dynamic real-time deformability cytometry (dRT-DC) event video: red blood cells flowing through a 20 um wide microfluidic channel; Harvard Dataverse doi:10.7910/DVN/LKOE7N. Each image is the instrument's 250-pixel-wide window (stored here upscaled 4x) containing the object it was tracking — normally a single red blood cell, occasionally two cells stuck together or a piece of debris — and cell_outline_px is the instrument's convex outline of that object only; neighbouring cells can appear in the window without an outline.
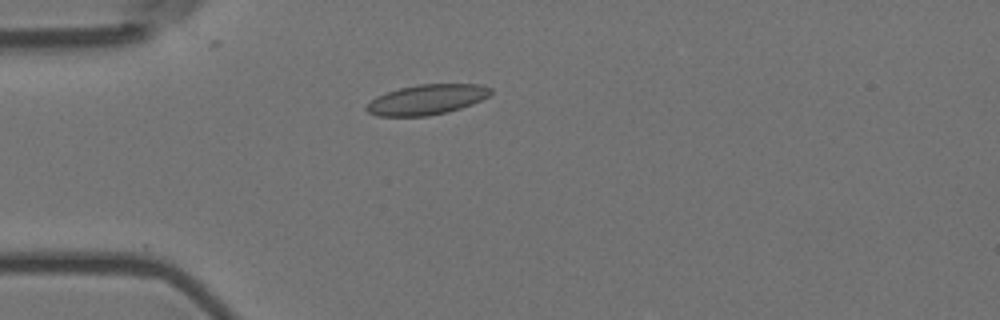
{"species": "Egyptian fruit bat (a non-hibernating species)", "species_latin": "Rousettus aegyptiacus", "temperature_condition": "room temperature", "stored_images_in_passage": 5, "camera_frame_rate_fps": 3000, "um_per_image_px": 0.085, "animal": {"sex": "female"}, "frame": {"image": 1, "passage_image": 4, "time_ms": 1.0, "image_size_px": [1000, 320], "cell_outline_px": [[492, 92], [488, 96], [472, 104], [448, 112], [424, 116], [376, 116], [368, 112], [364, 108], [376, 96], [400, 88], [420, 84], [484, 84], [492, 88]], "centroid_in_image_um": [36.29, 8.46], "position_along_channel_um": 48.7, "area_um2": 21.73}}